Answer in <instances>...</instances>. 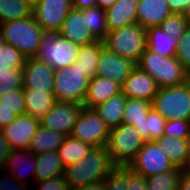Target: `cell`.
Returning a JSON list of instances; mask_svg holds the SVG:
<instances>
[{"label":"cell","instance_id":"6da1fadb","mask_svg":"<svg viewBox=\"0 0 190 190\" xmlns=\"http://www.w3.org/2000/svg\"><path fill=\"white\" fill-rule=\"evenodd\" d=\"M115 168L107 148L94 147L79 161L65 166L63 176L69 188H76L103 182Z\"/></svg>","mask_w":190,"mask_h":190},{"label":"cell","instance_id":"7a4b0ae2","mask_svg":"<svg viewBox=\"0 0 190 190\" xmlns=\"http://www.w3.org/2000/svg\"><path fill=\"white\" fill-rule=\"evenodd\" d=\"M136 65L148 73L159 88L178 86L190 80V74L175 56L162 57L148 48L142 53Z\"/></svg>","mask_w":190,"mask_h":190},{"label":"cell","instance_id":"3957f363","mask_svg":"<svg viewBox=\"0 0 190 190\" xmlns=\"http://www.w3.org/2000/svg\"><path fill=\"white\" fill-rule=\"evenodd\" d=\"M43 31L33 15L0 24L5 43L18 49L27 59L36 56Z\"/></svg>","mask_w":190,"mask_h":190},{"label":"cell","instance_id":"277c9868","mask_svg":"<svg viewBox=\"0 0 190 190\" xmlns=\"http://www.w3.org/2000/svg\"><path fill=\"white\" fill-rule=\"evenodd\" d=\"M146 140L136 127L126 124L110 129L106 144L112 163L116 167H128Z\"/></svg>","mask_w":190,"mask_h":190},{"label":"cell","instance_id":"5b68a950","mask_svg":"<svg viewBox=\"0 0 190 190\" xmlns=\"http://www.w3.org/2000/svg\"><path fill=\"white\" fill-rule=\"evenodd\" d=\"M80 46L60 36L59 30H44L34 58L49 64L54 70L73 65Z\"/></svg>","mask_w":190,"mask_h":190},{"label":"cell","instance_id":"8992f818","mask_svg":"<svg viewBox=\"0 0 190 190\" xmlns=\"http://www.w3.org/2000/svg\"><path fill=\"white\" fill-rule=\"evenodd\" d=\"M103 43L108 50L137 64L147 48L146 28L134 23L114 29L108 32Z\"/></svg>","mask_w":190,"mask_h":190},{"label":"cell","instance_id":"52a82bcc","mask_svg":"<svg viewBox=\"0 0 190 190\" xmlns=\"http://www.w3.org/2000/svg\"><path fill=\"white\" fill-rule=\"evenodd\" d=\"M152 108L166 120L190 121V80L178 86L159 88Z\"/></svg>","mask_w":190,"mask_h":190},{"label":"cell","instance_id":"ba28073f","mask_svg":"<svg viewBox=\"0 0 190 190\" xmlns=\"http://www.w3.org/2000/svg\"><path fill=\"white\" fill-rule=\"evenodd\" d=\"M90 78L77 66L54 70L53 94L56 101L83 104Z\"/></svg>","mask_w":190,"mask_h":190},{"label":"cell","instance_id":"9c48e42d","mask_svg":"<svg viewBox=\"0 0 190 190\" xmlns=\"http://www.w3.org/2000/svg\"><path fill=\"white\" fill-rule=\"evenodd\" d=\"M128 168L145 178L175 169L164 149L155 141H146Z\"/></svg>","mask_w":190,"mask_h":190},{"label":"cell","instance_id":"30bf717a","mask_svg":"<svg viewBox=\"0 0 190 190\" xmlns=\"http://www.w3.org/2000/svg\"><path fill=\"white\" fill-rule=\"evenodd\" d=\"M110 128L93 109L83 108L74 125L71 136L93 147H105Z\"/></svg>","mask_w":190,"mask_h":190},{"label":"cell","instance_id":"8fae6325","mask_svg":"<svg viewBox=\"0 0 190 190\" xmlns=\"http://www.w3.org/2000/svg\"><path fill=\"white\" fill-rule=\"evenodd\" d=\"M83 108L82 104L56 101L45 117L40 120V125L64 136H71Z\"/></svg>","mask_w":190,"mask_h":190},{"label":"cell","instance_id":"7c38bea8","mask_svg":"<svg viewBox=\"0 0 190 190\" xmlns=\"http://www.w3.org/2000/svg\"><path fill=\"white\" fill-rule=\"evenodd\" d=\"M72 8L73 0H42L33 6L32 15L42 30H59Z\"/></svg>","mask_w":190,"mask_h":190},{"label":"cell","instance_id":"4fadbf2b","mask_svg":"<svg viewBox=\"0 0 190 190\" xmlns=\"http://www.w3.org/2000/svg\"><path fill=\"white\" fill-rule=\"evenodd\" d=\"M23 89L53 92L54 69L36 58L26 59L22 68Z\"/></svg>","mask_w":190,"mask_h":190},{"label":"cell","instance_id":"5bb4252c","mask_svg":"<svg viewBox=\"0 0 190 190\" xmlns=\"http://www.w3.org/2000/svg\"><path fill=\"white\" fill-rule=\"evenodd\" d=\"M136 66L134 61L124 58L103 46L100 51L96 75L110 78L123 85L126 78Z\"/></svg>","mask_w":190,"mask_h":190},{"label":"cell","instance_id":"9a60e30c","mask_svg":"<svg viewBox=\"0 0 190 190\" xmlns=\"http://www.w3.org/2000/svg\"><path fill=\"white\" fill-rule=\"evenodd\" d=\"M39 126V120L23 114L18 115L8 126L1 130L11 149H28Z\"/></svg>","mask_w":190,"mask_h":190},{"label":"cell","instance_id":"2e32d148","mask_svg":"<svg viewBox=\"0 0 190 190\" xmlns=\"http://www.w3.org/2000/svg\"><path fill=\"white\" fill-rule=\"evenodd\" d=\"M156 81L145 71L136 66L122 85V93L127 98L143 99L149 102L158 92Z\"/></svg>","mask_w":190,"mask_h":190},{"label":"cell","instance_id":"e0dca14e","mask_svg":"<svg viewBox=\"0 0 190 190\" xmlns=\"http://www.w3.org/2000/svg\"><path fill=\"white\" fill-rule=\"evenodd\" d=\"M60 36L69 39L73 43L84 46L97 41L89 31L86 16L81 10L72 8L59 29Z\"/></svg>","mask_w":190,"mask_h":190},{"label":"cell","instance_id":"ac0fdd59","mask_svg":"<svg viewBox=\"0 0 190 190\" xmlns=\"http://www.w3.org/2000/svg\"><path fill=\"white\" fill-rule=\"evenodd\" d=\"M122 92V85L110 78L95 75L89 81L83 107L93 109Z\"/></svg>","mask_w":190,"mask_h":190},{"label":"cell","instance_id":"d6986e66","mask_svg":"<svg viewBox=\"0 0 190 190\" xmlns=\"http://www.w3.org/2000/svg\"><path fill=\"white\" fill-rule=\"evenodd\" d=\"M137 23L146 29L160 26L172 13L166 0H139Z\"/></svg>","mask_w":190,"mask_h":190},{"label":"cell","instance_id":"ffe728a7","mask_svg":"<svg viewBox=\"0 0 190 190\" xmlns=\"http://www.w3.org/2000/svg\"><path fill=\"white\" fill-rule=\"evenodd\" d=\"M139 0H117L112 7L105 10L108 32L123 26L137 23V6Z\"/></svg>","mask_w":190,"mask_h":190},{"label":"cell","instance_id":"44dd1931","mask_svg":"<svg viewBox=\"0 0 190 190\" xmlns=\"http://www.w3.org/2000/svg\"><path fill=\"white\" fill-rule=\"evenodd\" d=\"M30 168V175L32 174L33 181L35 180V170H36V155L33 154L29 149H11L8 158L6 159L3 171H7L11 174L18 182L27 184L25 173L22 168L25 165ZM31 166V167H29Z\"/></svg>","mask_w":190,"mask_h":190},{"label":"cell","instance_id":"7402d4cb","mask_svg":"<svg viewBox=\"0 0 190 190\" xmlns=\"http://www.w3.org/2000/svg\"><path fill=\"white\" fill-rule=\"evenodd\" d=\"M25 114L42 120L56 103L53 92L23 89Z\"/></svg>","mask_w":190,"mask_h":190},{"label":"cell","instance_id":"603a6c76","mask_svg":"<svg viewBox=\"0 0 190 190\" xmlns=\"http://www.w3.org/2000/svg\"><path fill=\"white\" fill-rule=\"evenodd\" d=\"M147 48L162 57H174L177 44L182 36H171L165 33L160 26L146 29Z\"/></svg>","mask_w":190,"mask_h":190},{"label":"cell","instance_id":"cb8c5ba5","mask_svg":"<svg viewBox=\"0 0 190 190\" xmlns=\"http://www.w3.org/2000/svg\"><path fill=\"white\" fill-rule=\"evenodd\" d=\"M155 142L164 149L175 168L182 170L185 168L190 154V139H177L163 135Z\"/></svg>","mask_w":190,"mask_h":190},{"label":"cell","instance_id":"d4e9b609","mask_svg":"<svg viewBox=\"0 0 190 190\" xmlns=\"http://www.w3.org/2000/svg\"><path fill=\"white\" fill-rule=\"evenodd\" d=\"M65 166L59 157L58 151H49L36 155L35 181L64 175Z\"/></svg>","mask_w":190,"mask_h":190},{"label":"cell","instance_id":"484cf974","mask_svg":"<svg viewBox=\"0 0 190 190\" xmlns=\"http://www.w3.org/2000/svg\"><path fill=\"white\" fill-rule=\"evenodd\" d=\"M126 99L127 97L121 92L109 98L106 102L94 107L93 110L112 129L122 124Z\"/></svg>","mask_w":190,"mask_h":190},{"label":"cell","instance_id":"4316f807","mask_svg":"<svg viewBox=\"0 0 190 190\" xmlns=\"http://www.w3.org/2000/svg\"><path fill=\"white\" fill-rule=\"evenodd\" d=\"M103 46L104 43L100 40L80 46L78 57L73 66H77L91 79L97 74L100 51Z\"/></svg>","mask_w":190,"mask_h":190},{"label":"cell","instance_id":"83f0119b","mask_svg":"<svg viewBox=\"0 0 190 190\" xmlns=\"http://www.w3.org/2000/svg\"><path fill=\"white\" fill-rule=\"evenodd\" d=\"M65 137L66 136L60 133L43 128L40 125L33 135L28 149L35 155L49 151H57Z\"/></svg>","mask_w":190,"mask_h":190},{"label":"cell","instance_id":"f1b7e54d","mask_svg":"<svg viewBox=\"0 0 190 190\" xmlns=\"http://www.w3.org/2000/svg\"><path fill=\"white\" fill-rule=\"evenodd\" d=\"M151 108L152 102L143 99L127 98L122 116V124L141 129V125L144 120H147V114Z\"/></svg>","mask_w":190,"mask_h":190},{"label":"cell","instance_id":"f546056e","mask_svg":"<svg viewBox=\"0 0 190 190\" xmlns=\"http://www.w3.org/2000/svg\"><path fill=\"white\" fill-rule=\"evenodd\" d=\"M94 147L72 136H66L63 143L58 148L59 157L62 159L63 165L67 166L75 163L89 154Z\"/></svg>","mask_w":190,"mask_h":190},{"label":"cell","instance_id":"4dcf8cb0","mask_svg":"<svg viewBox=\"0 0 190 190\" xmlns=\"http://www.w3.org/2000/svg\"><path fill=\"white\" fill-rule=\"evenodd\" d=\"M32 11L29 0H0V24L30 17Z\"/></svg>","mask_w":190,"mask_h":190},{"label":"cell","instance_id":"1f68e13d","mask_svg":"<svg viewBox=\"0 0 190 190\" xmlns=\"http://www.w3.org/2000/svg\"><path fill=\"white\" fill-rule=\"evenodd\" d=\"M81 11L86 16L87 26L91 34L96 40L103 41L108 35L105 10L98 6H93Z\"/></svg>","mask_w":190,"mask_h":190},{"label":"cell","instance_id":"d6a6232c","mask_svg":"<svg viewBox=\"0 0 190 190\" xmlns=\"http://www.w3.org/2000/svg\"><path fill=\"white\" fill-rule=\"evenodd\" d=\"M166 118L156 112L153 108L147 114V120L137 129L146 141H155L164 135Z\"/></svg>","mask_w":190,"mask_h":190},{"label":"cell","instance_id":"836d02e7","mask_svg":"<svg viewBox=\"0 0 190 190\" xmlns=\"http://www.w3.org/2000/svg\"><path fill=\"white\" fill-rule=\"evenodd\" d=\"M182 169L175 168L166 173L146 178L148 190H178Z\"/></svg>","mask_w":190,"mask_h":190},{"label":"cell","instance_id":"e575fe53","mask_svg":"<svg viewBox=\"0 0 190 190\" xmlns=\"http://www.w3.org/2000/svg\"><path fill=\"white\" fill-rule=\"evenodd\" d=\"M21 88H23L22 69L6 68L0 70V97Z\"/></svg>","mask_w":190,"mask_h":190},{"label":"cell","instance_id":"d590c367","mask_svg":"<svg viewBox=\"0 0 190 190\" xmlns=\"http://www.w3.org/2000/svg\"><path fill=\"white\" fill-rule=\"evenodd\" d=\"M26 59L18 49L5 43L0 49V70L6 68L22 69Z\"/></svg>","mask_w":190,"mask_h":190},{"label":"cell","instance_id":"8d00e7d4","mask_svg":"<svg viewBox=\"0 0 190 190\" xmlns=\"http://www.w3.org/2000/svg\"><path fill=\"white\" fill-rule=\"evenodd\" d=\"M25 100L23 96V88L13 90L0 97V108L13 110L17 115L25 114Z\"/></svg>","mask_w":190,"mask_h":190},{"label":"cell","instance_id":"74e56055","mask_svg":"<svg viewBox=\"0 0 190 190\" xmlns=\"http://www.w3.org/2000/svg\"><path fill=\"white\" fill-rule=\"evenodd\" d=\"M188 25L183 14L173 13L161 23L160 27L171 36H182Z\"/></svg>","mask_w":190,"mask_h":190},{"label":"cell","instance_id":"f35d334b","mask_svg":"<svg viewBox=\"0 0 190 190\" xmlns=\"http://www.w3.org/2000/svg\"><path fill=\"white\" fill-rule=\"evenodd\" d=\"M164 136L177 139H190V121L182 119L167 120Z\"/></svg>","mask_w":190,"mask_h":190},{"label":"cell","instance_id":"ab89813d","mask_svg":"<svg viewBox=\"0 0 190 190\" xmlns=\"http://www.w3.org/2000/svg\"><path fill=\"white\" fill-rule=\"evenodd\" d=\"M175 57L190 74V25L178 41Z\"/></svg>","mask_w":190,"mask_h":190},{"label":"cell","instance_id":"60d3db41","mask_svg":"<svg viewBox=\"0 0 190 190\" xmlns=\"http://www.w3.org/2000/svg\"><path fill=\"white\" fill-rule=\"evenodd\" d=\"M103 182L105 190H127L126 167H116Z\"/></svg>","mask_w":190,"mask_h":190},{"label":"cell","instance_id":"b9f144b4","mask_svg":"<svg viewBox=\"0 0 190 190\" xmlns=\"http://www.w3.org/2000/svg\"><path fill=\"white\" fill-rule=\"evenodd\" d=\"M127 190H148L146 178L126 167Z\"/></svg>","mask_w":190,"mask_h":190},{"label":"cell","instance_id":"7bdbcfd3","mask_svg":"<svg viewBox=\"0 0 190 190\" xmlns=\"http://www.w3.org/2000/svg\"><path fill=\"white\" fill-rule=\"evenodd\" d=\"M35 183L39 184L38 190H69V185L63 175Z\"/></svg>","mask_w":190,"mask_h":190},{"label":"cell","instance_id":"ee69618b","mask_svg":"<svg viewBox=\"0 0 190 190\" xmlns=\"http://www.w3.org/2000/svg\"><path fill=\"white\" fill-rule=\"evenodd\" d=\"M6 176L0 178V190H30L28 185L18 182L11 174L4 171Z\"/></svg>","mask_w":190,"mask_h":190},{"label":"cell","instance_id":"f6af8a7d","mask_svg":"<svg viewBox=\"0 0 190 190\" xmlns=\"http://www.w3.org/2000/svg\"><path fill=\"white\" fill-rule=\"evenodd\" d=\"M11 148L9 142L5 139L2 130L0 129V172L3 170L6 159L10 154Z\"/></svg>","mask_w":190,"mask_h":190},{"label":"cell","instance_id":"bcb514c9","mask_svg":"<svg viewBox=\"0 0 190 190\" xmlns=\"http://www.w3.org/2000/svg\"><path fill=\"white\" fill-rule=\"evenodd\" d=\"M18 115L6 108H0V129L8 126Z\"/></svg>","mask_w":190,"mask_h":190},{"label":"cell","instance_id":"7dc6e473","mask_svg":"<svg viewBox=\"0 0 190 190\" xmlns=\"http://www.w3.org/2000/svg\"><path fill=\"white\" fill-rule=\"evenodd\" d=\"M172 13L183 14L189 0H166Z\"/></svg>","mask_w":190,"mask_h":190},{"label":"cell","instance_id":"c3c4849f","mask_svg":"<svg viewBox=\"0 0 190 190\" xmlns=\"http://www.w3.org/2000/svg\"><path fill=\"white\" fill-rule=\"evenodd\" d=\"M97 6V0H73V8L82 10Z\"/></svg>","mask_w":190,"mask_h":190},{"label":"cell","instance_id":"681fc988","mask_svg":"<svg viewBox=\"0 0 190 190\" xmlns=\"http://www.w3.org/2000/svg\"><path fill=\"white\" fill-rule=\"evenodd\" d=\"M178 190H190V175L182 171Z\"/></svg>","mask_w":190,"mask_h":190},{"label":"cell","instance_id":"f907efd6","mask_svg":"<svg viewBox=\"0 0 190 190\" xmlns=\"http://www.w3.org/2000/svg\"><path fill=\"white\" fill-rule=\"evenodd\" d=\"M69 190H105L104 182H98L76 188H69Z\"/></svg>","mask_w":190,"mask_h":190},{"label":"cell","instance_id":"816d5d0a","mask_svg":"<svg viewBox=\"0 0 190 190\" xmlns=\"http://www.w3.org/2000/svg\"><path fill=\"white\" fill-rule=\"evenodd\" d=\"M116 1L117 0H97V6L106 10L107 8L112 7Z\"/></svg>","mask_w":190,"mask_h":190},{"label":"cell","instance_id":"f5cc1de1","mask_svg":"<svg viewBox=\"0 0 190 190\" xmlns=\"http://www.w3.org/2000/svg\"><path fill=\"white\" fill-rule=\"evenodd\" d=\"M183 16L188 21V24L190 25V0L187 2V7L185 11L183 12Z\"/></svg>","mask_w":190,"mask_h":190},{"label":"cell","instance_id":"db71d44e","mask_svg":"<svg viewBox=\"0 0 190 190\" xmlns=\"http://www.w3.org/2000/svg\"><path fill=\"white\" fill-rule=\"evenodd\" d=\"M183 171H184L186 174H189V175H190V154H189V159H188L187 165L185 166V168L183 169Z\"/></svg>","mask_w":190,"mask_h":190},{"label":"cell","instance_id":"11a10c76","mask_svg":"<svg viewBox=\"0 0 190 190\" xmlns=\"http://www.w3.org/2000/svg\"><path fill=\"white\" fill-rule=\"evenodd\" d=\"M5 45V41H4V38L0 32V49Z\"/></svg>","mask_w":190,"mask_h":190},{"label":"cell","instance_id":"9f6ffc18","mask_svg":"<svg viewBox=\"0 0 190 190\" xmlns=\"http://www.w3.org/2000/svg\"><path fill=\"white\" fill-rule=\"evenodd\" d=\"M42 0H29L31 6H35L36 4L40 3Z\"/></svg>","mask_w":190,"mask_h":190}]
</instances>
